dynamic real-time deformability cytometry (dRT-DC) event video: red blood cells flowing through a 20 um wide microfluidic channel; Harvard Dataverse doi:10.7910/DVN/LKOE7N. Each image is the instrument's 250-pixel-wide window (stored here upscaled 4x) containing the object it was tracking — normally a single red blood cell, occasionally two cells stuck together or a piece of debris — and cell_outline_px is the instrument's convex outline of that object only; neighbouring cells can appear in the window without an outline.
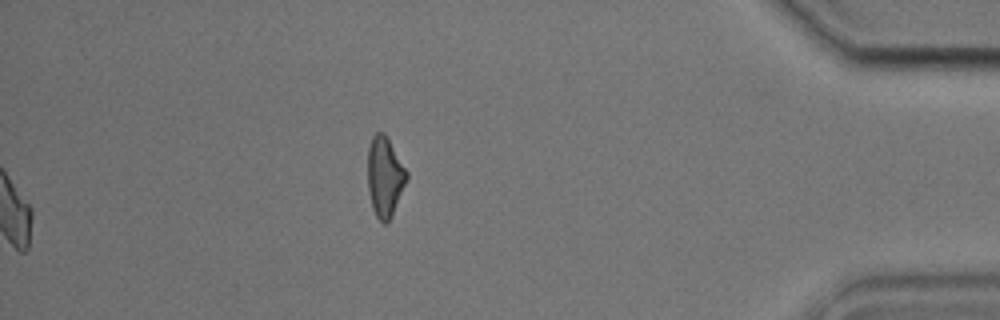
{"species": "common noctule bat (a hibernating species)", "species_latin": "Nyctalus noctula", "temperature_condition": "cold", "stored_images_in_passage": 39, "camera_frame_rate_fps": 3000, "um_per_image_px": 0.085, "animal": {"sex": "male", "body_mass_g": 17.9, "forearm_length_mm": 54.2}, "frame": {"image": 1, "passage_image": 39, "time_ms": 12.667, "image_size_px": [1000, 320], "cell_outline_px": [[408, 176], [392, 216], [388, 224], [384, 224], [376, 216], [372, 208], [368, 188], [368, 148], [372, 136], [376, 132], [384, 132], [408, 172]], "centroid_in_image_um": [32.7, 15.03], "position_along_channel_um": 402.5, "area_um2": 18.09}, "authors_computed_cell_mechanics": {"area_um2": 18.6694, "velocity_mm_per_s": 3.8136, "shape_relaxation_time_tau1_ms": null, "shape_relaxation_time_tau2_ms": 3.796, "deformation_change_tau1": null, "deformation_change_tau2": 0.1084}}